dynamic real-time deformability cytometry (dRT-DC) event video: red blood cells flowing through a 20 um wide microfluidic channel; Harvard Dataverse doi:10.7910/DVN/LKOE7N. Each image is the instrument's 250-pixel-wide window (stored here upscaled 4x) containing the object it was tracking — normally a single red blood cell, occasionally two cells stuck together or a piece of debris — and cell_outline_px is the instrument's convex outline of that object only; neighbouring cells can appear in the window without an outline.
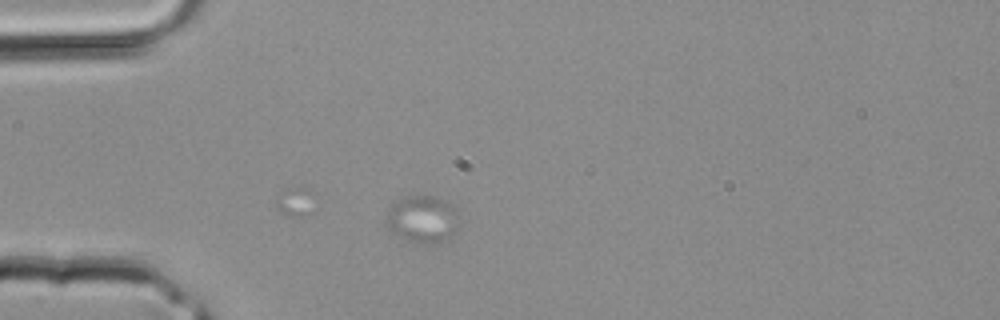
{"species": "common noctule bat (a hibernating species)", "species_latin": "Nyctalus noctula", "temperature_condition": "room temperature", "stored_images_in_passage": 1, "camera_frame_rate_fps": 3000, "um_per_image_px": 0.085, "animal": {"sex": "male", "body_mass_g": 20.4}, "frame": {"image": 1, "passage_image": 1, "time_ms": 0.0, "image_size_px": [1000, 320], "cell_outline_px": [[456, 212], [452, 232], [448, 240], [432, 244], [424, 244], [408, 240], [396, 232], [388, 224], [388, 212], [400, 200], [416, 196], [432, 196], [444, 200]], "centroid_in_image_um": [35.93, 18.65], "position_along_channel_um": 49.1, "area_um2": 18.5}}